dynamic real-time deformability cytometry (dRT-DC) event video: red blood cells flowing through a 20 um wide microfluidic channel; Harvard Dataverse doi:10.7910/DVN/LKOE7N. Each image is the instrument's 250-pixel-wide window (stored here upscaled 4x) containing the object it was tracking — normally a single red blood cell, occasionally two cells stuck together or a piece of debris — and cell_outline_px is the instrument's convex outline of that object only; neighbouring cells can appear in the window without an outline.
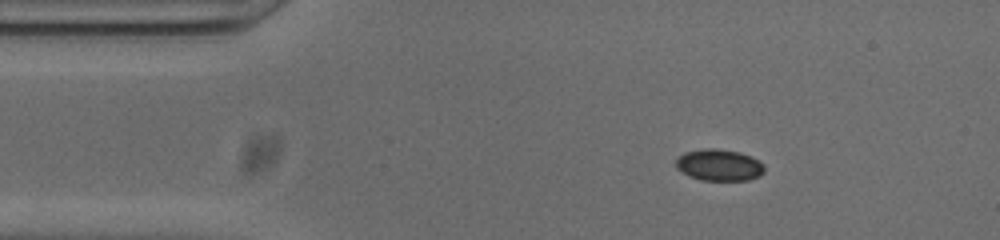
{"species": "common noctule bat (a hibernating species)", "species_latin": "Nyctalus noctula", "temperature_condition": "cold", "stored_images_in_passage": 47, "camera_frame_rate_fps": 3000, "um_per_image_px": 0.085, "animal": {"sex": "male", "body_mass_g": 20.0, "forearm_length_mm": 53.3}, "frame": {"image": 1, "passage_image": 1, "time_ms": 0.0, "image_size_px": [1000, 240], "cell_outline_px": [[764, 172], [760, 176], [748, 180], [700, 180], [688, 176], [680, 172], [676, 168], [676, 160], [684, 152], [704, 148], [716, 148], [740, 152], [752, 156], [764, 164]], "centroid_in_image_um": [61.12, 14.03], "position_along_channel_um": 23.9, "area_um2": 16.53}}
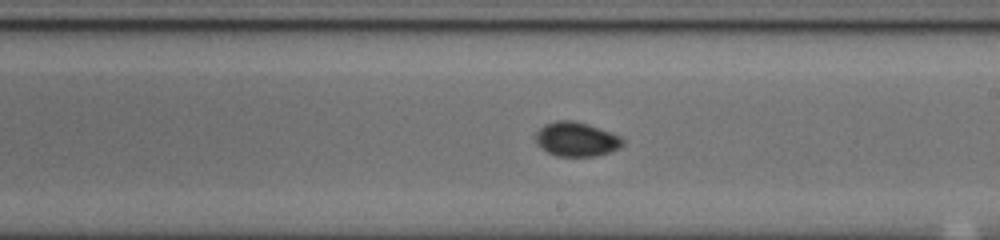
{"frame": {"image": 2, "passage_image": 22, "time_ms": 7.0, "image_size_px": [1000, 240], "cell_outline_px": [[624, 144], [620, 148], [596, 156], [556, 156], [548, 152], [536, 144], [536, 132], [544, 124], [556, 120], [572, 120], [588, 124], [620, 136], [624, 140]], "centroid_in_image_um": [48.98, 11.83], "position_along_channel_um": 240.0, "area_um2": 17.4}}
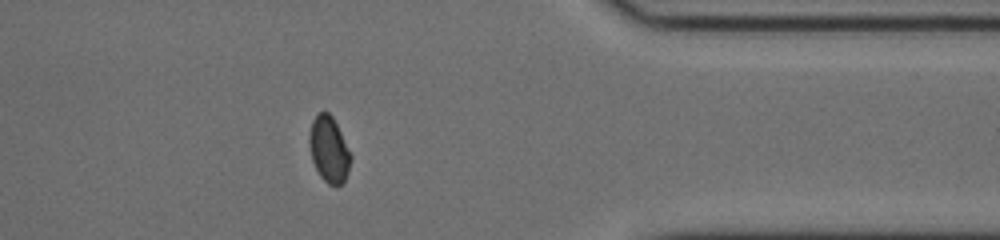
{"frame": {"image": 3, "passage_image": 35, "time_ms": 11.333, "image_size_px": [1000, 240], "cell_outline_px": [[352, 156], [348, 172], [344, 184], [328, 184], [320, 176], [312, 160], [308, 144], [308, 136], [312, 120], [316, 112], [328, 112], [332, 116]], "centroid_in_image_um": [27.94, 12.69], "position_along_channel_um": 383.5, "area_um2": 15.95}, "authors_computed_cell_mechanics": {"area_um2": 16.4152, "velocity_mm_per_s": 3.8192, "shape_relaxation_time_tau1_ms": null, "shape_relaxation_time_tau2_ms": 4.0378, "deformation_change_tau1": null, "deformation_change_tau2": 0.0386}}